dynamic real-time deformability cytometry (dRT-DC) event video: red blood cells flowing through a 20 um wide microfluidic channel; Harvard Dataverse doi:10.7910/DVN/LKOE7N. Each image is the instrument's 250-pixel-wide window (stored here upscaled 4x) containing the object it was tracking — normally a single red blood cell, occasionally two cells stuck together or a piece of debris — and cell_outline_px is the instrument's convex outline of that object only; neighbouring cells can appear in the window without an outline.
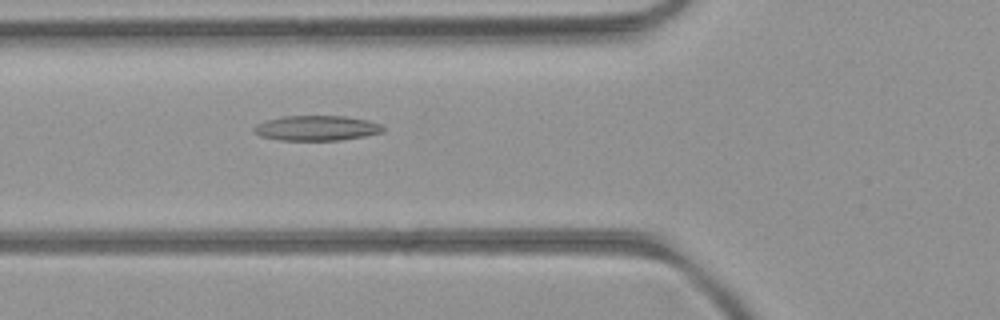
{"species": "common noctule bat (a hibernating species)", "species_latin": "Nyctalus noctula", "temperature_condition": "room temperature", "stored_images_in_passage": 39, "camera_frame_rate_fps": 3000, "um_per_image_px": 0.085, "animal": {"sex": "female", "body_mass_g": 21.9}, "frame": {"image": 1, "passage_image": 7, "time_ms": 2.0, "image_size_px": [1000, 320], "cell_outline_px": [[384, 132], [364, 136], [340, 140], [280, 140], [260, 136], [252, 128], [256, 124], [268, 120], [284, 116], [344, 116], [368, 120], [380, 124], [384, 128]], "centroid_in_image_um": [26.93, 10.89], "position_along_channel_um": 98.9, "area_um2": 18.73}}
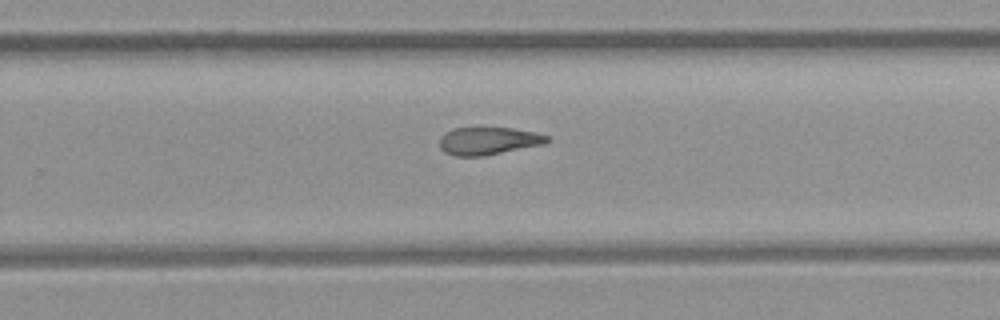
{"frame": {"image": 2, "passage_image": 21, "time_ms": 6.667, "image_size_px": [1000, 320], "cell_outline_px": [[548, 140], [544, 144], [484, 156], [456, 156], [444, 152], [440, 148], [440, 136], [444, 132], [452, 128], [512, 128], [536, 132], [548, 136]], "centroid_in_image_um": [41.48, 11.97], "position_along_channel_um": 288.3, "area_um2": 17.34}}
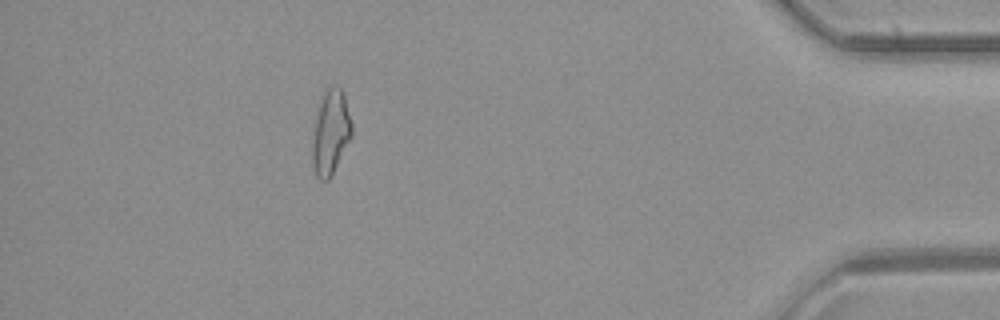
{"frame": {"image": 3, "passage_image": 34, "time_ms": 11.0, "image_size_px": [1000, 320], "cell_outline_px": [[352, 136], [328, 180], [320, 180], [316, 176], [312, 160], [312, 140], [316, 120], [320, 104], [324, 92], [328, 84], [336, 84], [340, 88], [344, 96], [352, 124]], "centroid_in_image_um": [28.1, 11.22], "position_along_channel_um": 407.1, "area_um2": 19.07}, "authors_computed_cell_mechanics": {"area_um2": 18.2648, "velocity_mm_per_s": 4.0568, "shape_relaxation_time_tau1_ms": null, "shape_relaxation_time_tau2_ms": 7.6993, "deformation_change_tau1": null, "deformation_change_tau2": 0.2008}}